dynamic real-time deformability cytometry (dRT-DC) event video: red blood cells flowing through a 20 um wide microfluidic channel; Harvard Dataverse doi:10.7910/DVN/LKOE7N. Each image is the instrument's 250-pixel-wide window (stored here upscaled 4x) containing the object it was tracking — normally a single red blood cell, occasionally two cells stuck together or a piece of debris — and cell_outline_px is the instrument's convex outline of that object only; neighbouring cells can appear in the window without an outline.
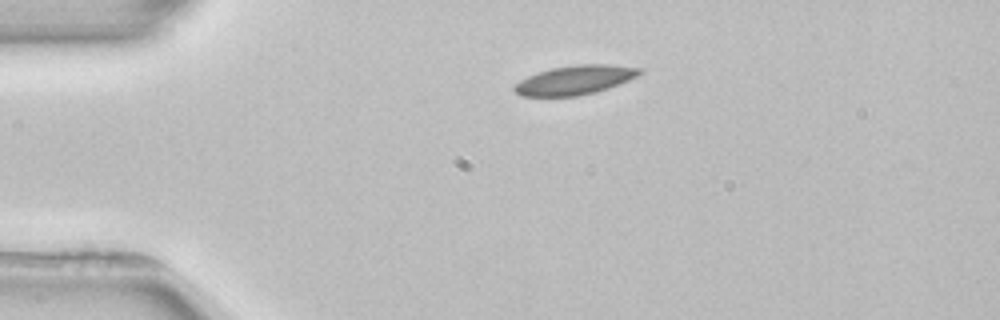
{"species": "common noctule bat (a hibernating species)", "species_latin": "Nyctalus noctula", "temperature_condition": "room temperature", "stored_images_in_passage": 2, "camera_frame_rate_fps": 3000, "um_per_image_px": 0.085, "animal": {"sex": "female", "body_mass_g": 22.7, "forearm_length_mm": 54.2}, "frame": {"image": 1, "passage_image": 1, "time_ms": 0.0, "image_size_px": [1000, 320], "cell_outline_px": [[644, 72], [628, 80], [608, 88], [576, 96], [520, 96], [512, 88], [520, 80], [528, 76], [552, 68], [576, 64], [608, 64], [640, 68]], "centroid_in_image_um": [48.86, 6.79], "position_along_channel_um": 36.1, "area_um2": 20.98}}